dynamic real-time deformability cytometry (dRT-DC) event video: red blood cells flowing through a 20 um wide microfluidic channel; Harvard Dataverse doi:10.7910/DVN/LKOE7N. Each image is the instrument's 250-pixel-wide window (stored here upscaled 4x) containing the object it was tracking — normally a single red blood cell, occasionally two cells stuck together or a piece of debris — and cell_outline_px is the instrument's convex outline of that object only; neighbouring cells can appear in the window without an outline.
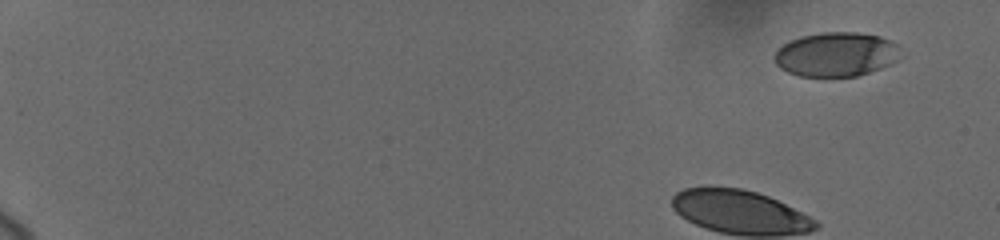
{"species": "human", "species_latin": "Homo sapiens", "temperature_condition": "cold", "stored_images_in_passage": 11, "camera_frame_rate_fps": 3000, "um_per_image_px": 0.085, "donor": {"sex": "female"}, "frame": {"image": 1, "passage_image": 1, "time_ms": 0.0, "image_size_px": [1000, 240], "cell_outline_px": [[904, 56], [900, 60], [892, 64], [856, 76], [824, 80], [800, 76], [788, 72], [780, 68], [776, 64], [772, 56], [776, 48], [800, 36], [824, 32], [856, 32], [880, 36], [892, 40], [896, 44]], "centroid_in_image_um": [71.08, 4.66], "position_along_channel_um": 13.9, "area_um2": 33.76}}
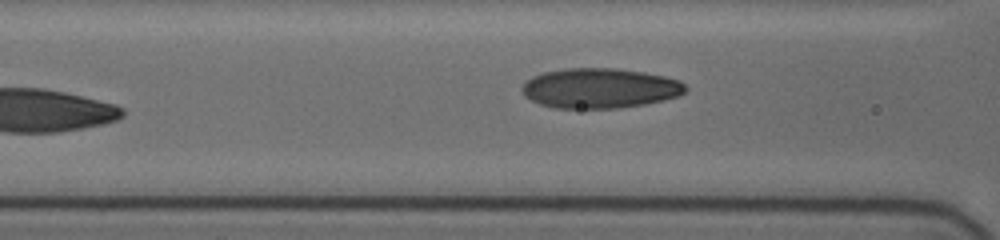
{"frame": {"image": 2, "passage_image": 11, "time_ms": 8.0, "image_size_px": [1000, 240], "cell_outline_px": [[688, 88], [680, 96], [664, 100], [644, 104], [616, 108], [552, 108], [540, 104], [524, 96], [520, 88], [532, 76], [544, 72], [568, 68], [616, 68], [644, 72], [664, 76], [680, 80]], "centroid_in_image_um": [50.99, 7.5], "position_along_channel_um": 115.6, "area_um2": 38.21}}